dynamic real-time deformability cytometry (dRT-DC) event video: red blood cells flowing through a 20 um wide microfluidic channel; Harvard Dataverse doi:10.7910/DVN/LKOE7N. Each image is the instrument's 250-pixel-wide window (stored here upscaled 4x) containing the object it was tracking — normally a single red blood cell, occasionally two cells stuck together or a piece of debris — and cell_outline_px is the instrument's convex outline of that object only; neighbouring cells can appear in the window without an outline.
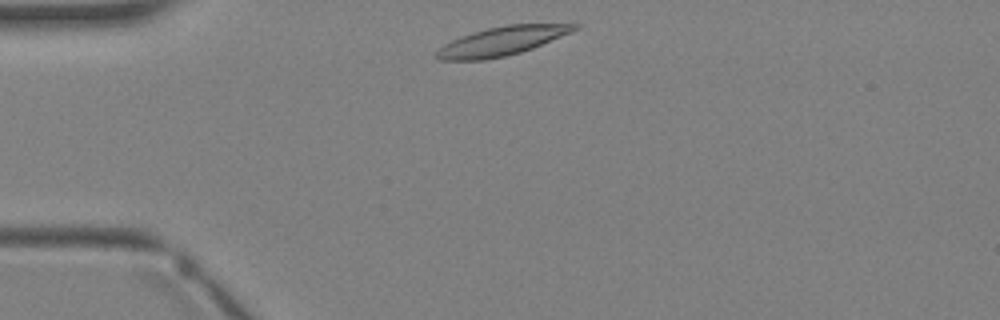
{"species": "Egyptian fruit bat (a non-hibernating species)", "species_latin": "Rousettus aegyptiacus", "temperature_condition": "warm", "stored_images_in_passage": 1, "camera_frame_rate_fps": 3000, "um_per_image_px": 0.085, "animal": {"sex": "female"}, "frame": {"image": 1, "passage_image": 1, "time_ms": 0.0, "image_size_px": [1000, 320], "cell_outline_px": [[580, 28], [572, 32], [532, 48], [520, 52], [504, 56], [484, 60], [440, 60], [432, 56], [444, 44], [452, 40], [472, 32], [504, 24], [580, 24]], "centroid_in_image_um": [42.64, 3.49], "position_along_channel_um": 42.4, "area_um2": 23.06}}